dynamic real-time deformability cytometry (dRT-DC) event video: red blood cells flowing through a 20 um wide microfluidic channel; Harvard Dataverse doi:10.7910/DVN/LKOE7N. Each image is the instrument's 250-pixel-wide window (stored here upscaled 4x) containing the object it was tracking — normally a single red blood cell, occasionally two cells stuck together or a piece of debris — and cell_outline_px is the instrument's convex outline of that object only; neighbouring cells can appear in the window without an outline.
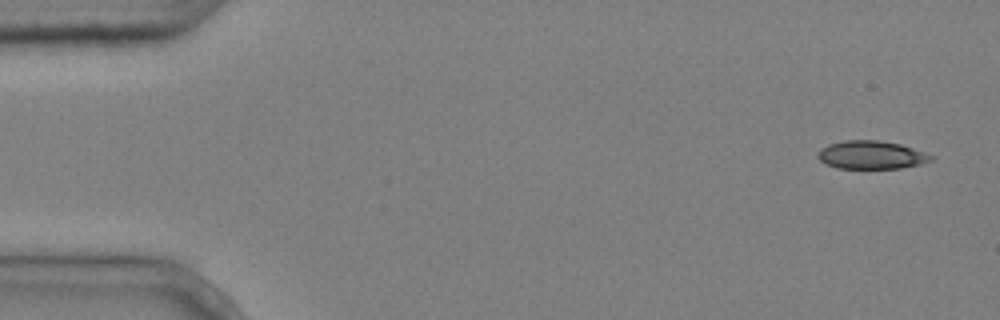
{"species": "common noctule bat (a hibernating species)", "species_latin": "Nyctalus noctula", "temperature_condition": "cold", "stored_images_in_passage": 4, "camera_frame_rate_fps": 3000, "um_per_image_px": 0.085, "animal": {"sex": "male", "body_mass_g": 20.4}, "frame": {"image": 1, "passage_image": 1, "time_ms": 0.0, "image_size_px": [1000, 320], "cell_outline_px": [[936, 156], [932, 160], [920, 164], [900, 168], [836, 168], [820, 160], [816, 156], [820, 148], [828, 144], [844, 140], [880, 140], [900, 144]], "centroid_in_image_um": [74.05, 13.16], "position_along_channel_um": 10.9, "area_um2": 18.61}}